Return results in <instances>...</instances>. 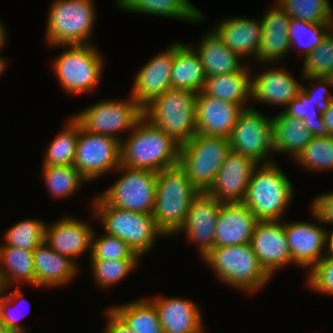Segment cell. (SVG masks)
I'll list each match as a JSON object with an SVG mask.
<instances>
[{
	"mask_svg": "<svg viewBox=\"0 0 333 333\" xmlns=\"http://www.w3.org/2000/svg\"><path fill=\"white\" fill-rule=\"evenodd\" d=\"M181 145L142 117L121 141V165L159 172L179 164Z\"/></svg>",
	"mask_w": 333,
	"mask_h": 333,
	"instance_id": "cell-1",
	"label": "cell"
},
{
	"mask_svg": "<svg viewBox=\"0 0 333 333\" xmlns=\"http://www.w3.org/2000/svg\"><path fill=\"white\" fill-rule=\"evenodd\" d=\"M198 194V190L179 164L157 172L155 207L152 215L164 236H176L193 199Z\"/></svg>",
	"mask_w": 333,
	"mask_h": 333,
	"instance_id": "cell-2",
	"label": "cell"
},
{
	"mask_svg": "<svg viewBox=\"0 0 333 333\" xmlns=\"http://www.w3.org/2000/svg\"><path fill=\"white\" fill-rule=\"evenodd\" d=\"M293 184L276 162L258 164L252 172L243 204L258 221L281 220L293 200Z\"/></svg>",
	"mask_w": 333,
	"mask_h": 333,
	"instance_id": "cell-3",
	"label": "cell"
},
{
	"mask_svg": "<svg viewBox=\"0 0 333 333\" xmlns=\"http://www.w3.org/2000/svg\"><path fill=\"white\" fill-rule=\"evenodd\" d=\"M203 260L219 281L248 294L265 287L271 279L259 264L250 243L213 247Z\"/></svg>",
	"mask_w": 333,
	"mask_h": 333,
	"instance_id": "cell-4",
	"label": "cell"
},
{
	"mask_svg": "<svg viewBox=\"0 0 333 333\" xmlns=\"http://www.w3.org/2000/svg\"><path fill=\"white\" fill-rule=\"evenodd\" d=\"M196 99L194 91L168 89L143 108V117L183 145L197 133Z\"/></svg>",
	"mask_w": 333,
	"mask_h": 333,
	"instance_id": "cell-5",
	"label": "cell"
},
{
	"mask_svg": "<svg viewBox=\"0 0 333 333\" xmlns=\"http://www.w3.org/2000/svg\"><path fill=\"white\" fill-rule=\"evenodd\" d=\"M93 200L92 216L100 219L104 233L124 240L140 258L152 249L159 236L165 237L153 215L110 206L99 196Z\"/></svg>",
	"mask_w": 333,
	"mask_h": 333,
	"instance_id": "cell-6",
	"label": "cell"
},
{
	"mask_svg": "<svg viewBox=\"0 0 333 333\" xmlns=\"http://www.w3.org/2000/svg\"><path fill=\"white\" fill-rule=\"evenodd\" d=\"M68 47L53 62V72L67 94L90 93L102 79L104 60L93 44L61 45Z\"/></svg>",
	"mask_w": 333,
	"mask_h": 333,
	"instance_id": "cell-7",
	"label": "cell"
},
{
	"mask_svg": "<svg viewBox=\"0 0 333 333\" xmlns=\"http://www.w3.org/2000/svg\"><path fill=\"white\" fill-rule=\"evenodd\" d=\"M95 9L94 0L52 1L45 34L48 44H90L97 19Z\"/></svg>",
	"mask_w": 333,
	"mask_h": 333,
	"instance_id": "cell-8",
	"label": "cell"
},
{
	"mask_svg": "<svg viewBox=\"0 0 333 333\" xmlns=\"http://www.w3.org/2000/svg\"><path fill=\"white\" fill-rule=\"evenodd\" d=\"M230 152L229 138L196 133L181 145L179 165L199 193L207 192Z\"/></svg>",
	"mask_w": 333,
	"mask_h": 333,
	"instance_id": "cell-9",
	"label": "cell"
},
{
	"mask_svg": "<svg viewBox=\"0 0 333 333\" xmlns=\"http://www.w3.org/2000/svg\"><path fill=\"white\" fill-rule=\"evenodd\" d=\"M116 171L122 172V175L98 196L110 206L152 215L155 207L157 172L131 169L122 165Z\"/></svg>",
	"mask_w": 333,
	"mask_h": 333,
	"instance_id": "cell-10",
	"label": "cell"
},
{
	"mask_svg": "<svg viewBox=\"0 0 333 333\" xmlns=\"http://www.w3.org/2000/svg\"><path fill=\"white\" fill-rule=\"evenodd\" d=\"M72 117L84 130L121 142L119 134L134 128L143 117V108L129 95L127 101L110 98L96 102Z\"/></svg>",
	"mask_w": 333,
	"mask_h": 333,
	"instance_id": "cell-11",
	"label": "cell"
},
{
	"mask_svg": "<svg viewBox=\"0 0 333 333\" xmlns=\"http://www.w3.org/2000/svg\"><path fill=\"white\" fill-rule=\"evenodd\" d=\"M229 141L231 151L248 156L258 164L274 162L269 158L270 152H274L273 120L254 107L241 112Z\"/></svg>",
	"mask_w": 333,
	"mask_h": 333,
	"instance_id": "cell-12",
	"label": "cell"
},
{
	"mask_svg": "<svg viewBox=\"0 0 333 333\" xmlns=\"http://www.w3.org/2000/svg\"><path fill=\"white\" fill-rule=\"evenodd\" d=\"M73 165L88 182L103 177L121 165V142L111 136L88 132L79 124Z\"/></svg>",
	"mask_w": 333,
	"mask_h": 333,
	"instance_id": "cell-13",
	"label": "cell"
},
{
	"mask_svg": "<svg viewBox=\"0 0 333 333\" xmlns=\"http://www.w3.org/2000/svg\"><path fill=\"white\" fill-rule=\"evenodd\" d=\"M250 244L259 264L271 278L280 268L291 264L283 220L257 221Z\"/></svg>",
	"mask_w": 333,
	"mask_h": 333,
	"instance_id": "cell-14",
	"label": "cell"
},
{
	"mask_svg": "<svg viewBox=\"0 0 333 333\" xmlns=\"http://www.w3.org/2000/svg\"><path fill=\"white\" fill-rule=\"evenodd\" d=\"M257 165L252 158L231 151L206 193L221 203H243Z\"/></svg>",
	"mask_w": 333,
	"mask_h": 333,
	"instance_id": "cell-15",
	"label": "cell"
},
{
	"mask_svg": "<svg viewBox=\"0 0 333 333\" xmlns=\"http://www.w3.org/2000/svg\"><path fill=\"white\" fill-rule=\"evenodd\" d=\"M284 227L291 264L309 272L326 255L322 250L329 244V231L308 221L284 222Z\"/></svg>",
	"mask_w": 333,
	"mask_h": 333,
	"instance_id": "cell-16",
	"label": "cell"
},
{
	"mask_svg": "<svg viewBox=\"0 0 333 333\" xmlns=\"http://www.w3.org/2000/svg\"><path fill=\"white\" fill-rule=\"evenodd\" d=\"M222 203L206 192L199 193L192 201L181 229L186 239L195 243L202 259L214 247L216 220Z\"/></svg>",
	"mask_w": 333,
	"mask_h": 333,
	"instance_id": "cell-17",
	"label": "cell"
},
{
	"mask_svg": "<svg viewBox=\"0 0 333 333\" xmlns=\"http://www.w3.org/2000/svg\"><path fill=\"white\" fill-rule=\"evenodd\" d=\"M173 62L174 43L151 58L139 70L129 94L142 108L166 90L171 89Z\"/></svg>",
	"mask_w": 333,
	"mask_h": 333,
	"instance_id": "cell-18",
	"label": "cell"
},
{
	"mask_svg": "<svg viewBox=\"0 0 333 333\" xmlns=\"http://www.w3.org/2000/svg\"><path fill=\"white\" fill-rule=\"evenodd\" d=\"M93 231L89 222L67 216L51 225L46 224L44 242L76 262L88 249L91 250Z\"/></svg>",
	"mask_w": 333,
	"mask_h": 333,
	"instance_id": "cell-19",
	"label": "cell"
},
{
	"mask_svg": "<svg viewBox=\"0 0 333 333\" xmlns=\"http://www.w3.org/2000/svg\"><path fill=\"white\" fill-rule=\"evenodd\" d=\"M243 110L236 103L211 97L201 91L196 99L197 133L229 138Z\"/></svg>",
	"mask_w": 333,
	"mask_h": 333,
	"instance_id": "cell-20",
	"label": "cell"
},
{
	"mask_svg": "<svg viewBox=\"0 0 333 333\" xmlns=\"http://www.w3.org/2000/svg\"><path fill=\"white\" fill-rule=\"evenodd\" d=\"M212 31L243 60L249 58L257 60L262 41L261 18L259 20L245 17L227 18L213 27Z\"/></svg>",
	"mask_w": 333,
	"mask_h": 333,
	"instance_id": "cell-21",
	"label": "cell"
},
{
	"mask_svg": "<svg viewBox=\"0 0 333 333\" xmlns=\"http://www.w3.org/2000/svg\"><path fill=\"white\" fill-rule=\"evenodd\" d=\"M264 69L259 74L251 76V102H263L286 106L297 97L302 83L296 80L284 67Z\"/></svg>",
	"mask_w": 333,
	"mask_h": 333,
	"instance_id": "cell-22",
	"label": "cell"
},
{
	"mask_svg": "<svg viewBox=\"0 0 333 333\" xmlns=\"http://www.w3.org/2000/svg\"><path fill=\"white\" fill-rule=\"evenodd\" d=\"M164 333H204L203 319L195 302L183 297H154L150 299Z\"/></svg>",
	"mask_w": 333,
	"mask_h": 333,
	"instance_id": "cell-23",
	"label": "cell"
},
{
	"mask_svg": "<svg viewBox=\"0 0 333 333\" xmlns=\"http://www.w3.org/2000/svg\"><path fill=\"white\" fill-rule=\"evenodd\" d=\"M257 221L243 203H222L216 220L214 247L250 243Z\"/></svg>",
	"mask_w": 333,
	"mask_h": 333,
	"instance_id": "cell-24",
	"label": "cell"
},
{
	"mask_svg": "<svg viewBox=\"0 0 333 333\" xmlns=\"http://www.w3.org/2000/svg\"><path fill=\"white\" fill-rule=\"evenodd\" d=\"M290 18L276 2L272 9L266 10L261 19L262 41L257 55L259 64L270 65L278 63L280 59L287 56L290 52L288 36Z\"/></svg>",
	"mask_w": 333,
	"mask_h": 333,
	"instance_id": "cell-25",
	"label": "cell"
},
{
	"mask_svg": "<svg viewBox=\"0 0 333 333\" xmlns=\"http://www.w3.org/2000/svg\"><path fill=\"white\" fill-rule=\"evenodd\" d=\"M35 287H55L68 284L79 272V265L70 257L61 255L45 242L33 250Z\"/></svg>",
	"mask_w": 333,
	"mask_h": 333,
	"instance_id": "cell-26",
	"label": "cell"
},
{
	"mask_svg": "<svg viewBox=\"0 0 333 333\" xmlns=\"http://www.w3.org/2000/svg\"><path fill=\"white\" fill-rule=\"evenodd\" d=\"M247 64L241 71L227 74L212 75L206 78L203 92L214 98L236 103L243 109H247L251 99L252 71ZM247 105V106H246Z\"/></svg>",
	"mask_w": 333,
	"mask_h": 333,
	"instance_id": "cell-27",
	"label": "cell"
},
{
	"mask_svg": "<svg viewBox=\"0 0 333 333\" xmlns=\"http://www.w3.org/2000/svg\"><path fill=\"white\" fill-rule=\"evenodd\" d=\"M206 78L204 67L197 52L188 45L174 42L171 88L199 93L204 88Z\"/></svg>",
	"mask_w": 333,
	"mask_h": 333,
	"instance_id": "cell-28",
	"label": "cell"
},
{
	"mask_svg": "<svg viewBox=\"0 0 333 333\" xmlns=\"http://www.w3.org/2000/svg\"><path fill=\"white\" fill-rule=\"evenodd\" d=\"M193 49L197 52L207 77L241 71L246 65L213 31H208ZM242 60V63H241Z\"/></svg>",
	"mask_w": 333,
	"mask_h": 333,
	"instance_id": "cell-29",
	"label": "cell"
},
{
	"mask_svg": "<svg viewBox=\"0 0 333 333\" xmlns=\"http://www.w3.org/2000/svg\"><path fill=\"white\" fill-rule=\"evenodd\" d=\"M117 7L134 13L181 19L196 24L205 16L188 0H117Z\"/></svg>",
	"mask_w": 333,
	"mask_h": 333,
	"instance_id": "cell-30",
	"label": "cell"
},
{
	"mask_svg": "<svg viewBox=\"0 0 333 333\" xmlns=\"http://www.w3.org/2000/svg\"><path fill=\"white\" fill-rule=\"evenodd\" d=\"M274 153L289 154L293 159L313 138L303 121L288 116L284 111L272 116Z\"/></svg>",
	"mask_w": 333,
	"mask_h": 333,
	"instance_id": "cell-31",
	"label": "cell"
},
{
	"mask_svg": "<svg viewBox=\"0 0 333 333\" xmlns=\"http://www.w3.org/2000/svg\"><path fill=\"white\" fill-rule=\"evenodd\" d=\"M29 283L35 286L33 250L0 246V283L2 288L13 283Z\"/></svg>",
	"mask_w": 333,
	"mask_h": 333,
	"instance_id": "cell-32",
	"label": "cell"
},
{
	"mask_svg": "<svg viewBox=\"0 0 333 333\" xmlns=\"http://www.w3.org/2000/svg\"><path fill=\"white\" fill-rule=\"evenodd\" d=\"M110 309L135 333H164L154 303L138 299Z\"/></svg>",
	"mask_w": 333,
	"mask_h": 333,
	"instance_id": "cell-33",
	"label": "cell"
},
{
	"mask_svg": "<svg viewBox=\"0 0 333 333\" xmlns=\"http://www.w3.org/2000/svg\"><path fill=\"white\" fill-rule=\"evenodd\" d=\"M64 129L54 137L43 157L42 166L73 165L79 135V123L71 116Z\"/></svg>",
	"mask_w": 333,
	"mask_h": 333,
	"instance_id": "cell-34",
	"label": "cell"
},
{
	"mask_svg": "<svg viewBox=\"0 0 333 333\" xmlns=\"http://www.w3.org/2000/svg\"><path fill=\"white\" fill-rule=\"evenodd\" d=\"M42 174L51 197L69 198L80 188L81 183L88 182L74 165L42 166Z\"/></svg>",
	"mask_w": 333,
	"mask_h": 333,
	"instance_id": "cell-35",
	"label": "cell"
},
{
	"mask_svg": "<svg viewBox=\"0 0 333 333\" xmlns=\"http://www.w3.org/2000/svg\"><path fill=\"white\" fill-rule=\"evenodd\" d=\"M333 27V23H309L299 19L290 18L288 36L290 50L297 48L303 55L307 56L317 48L326 33Z\"/></svg>",
	"mask_w": 333,
	"mask_h": 333,
	"instance_id": "cell-36",
	"label": "cell"
},
{
	"mask_svg": "<svg viewBox=\"0 0 333 333\" xmlns=\"http://www.w3.org/2000/svg\"><path fill=\"white\" fill-rule=\"evenodd\" d=\"M294 161L310 172L333 169V136L313 137Z\"/></svg>",
	"mask_w": 333,
	"mask_h": 333,
	"instance_id": "cell-37",
	"label": "cell"
},
{
	"mask_svg": "<svg viewBox=\"0 0 333 333\" xmlns=\"http://www.w3.org/2000/svg\"><path fill=\"white\" fill-rule=\"evenodd\" d=\"M292 18L309 23H333V10L329 0H277Z\"/></svg>",
	"mask_w": 333,
	"mask_h": 333,
	"instance_id": "cell-38",
	"label": "cell"
},
{
	"mask_svg": "<svg viewBox=\"0 0 333 333\" xmlns=\"http://www.w3.org/2000/svg\"><path fill=\"white\" fill-rule=\"evenodd\" d=\"M45 226L46 223L40 219L19 221L5 232L3 246L34 250L44 242Z\"/></svg>",
	"mask_w": 333,
	"mask_h": 333,
	"instance_id": "cell-39",
	"label": "cell"
},
{
	"mask_svg": "<svg viewBox=\"0 0 333 333\" xmlns=\"http://www.w3.org/2000/svg\"><path fill=\"white\" fill-rule=\"evenodd\" d=\"M140 259H90V267L95 283L101 288H109L126 278L137 266Z\"/></svg>",
	"mask_w": 333,
	"mask_h": 333,
	"instance_id": "cell-40",
	"label": "cell"
},
{
	"mask_svg": "<svg viewBox=\"0 0 333 333\" xmlns=\"http://www.w3.org/2000/svg\"><path fill=\"white\" fill-rule=\"evenodd\" d=\"M283 111L288 116L302 120L313 137L329 136L322 114L302 90L297 93V97Z\"/></svg>",
	"mask_w": 333,
	"mask_h": 333,
	"instance_id": "cell-41",
	"label": "cell"
},
{
	"mask_svg": "<svg viewBox=\"0 0 333 333\" xmlns=\"http://www.w3.org/2000/svg\"><path fill=\"white\" fill-rule=\"evenodd\" d=\"M303 63V77H327L333 72V27L320 45L305 56Z\"/></svg>",
	"mask_w": 333,
	"mask_h": 333,
	"instance_id": "cell-42",
	"label": "cell"
},
{
	"mask_svg": "<svg viewBox=\"0 0 333 333\" xmlns=\"http://www.w3.org/2000/svg\"><path fill=\"white\" fill-rule=\"evenodd\" d=\"M95 235L93 231L90 259H140L124 240L105 233L101 236Z\"/></svg>",
	"mask_w": 333,
	"mask_h": 333,
	"instance_id": "cell-43",
	"label": "cell"
},
{
	"mask_svg": "<svg viewBox=\"0 0 333 333\" xmlns=\"http://www.w3.org/2000/svg\"><path fill=\"white\" fill-rule=\"evenodd\" d=\"M306 275L308 289L333 296V256L328 251Z\"/></svg>",
	"mask_w": 333,
	"mask_h": 333,
	"instance_id": "cell-44",
	"label": "cell"
},
{
	"mask_svg": "<svg viewBox=\"0 0 333 333\" xmlns=\"http://www.w3.org/2000/svg\"><path fill=\"white\" fill-rule=\"evenodd\" d=\"M8 288L11 287H5L2 288L1 292H0V319L3 321V323L7 326L8 330L11 333H27V329L25 326L22 325V323L19 322V320L25 316L24 313H22L23 315L19 316V313L15 312H11L10 311V307L11 305L14 304V302L16 304H18V301L22 298L24 299V293L22 291H20L21 289L17 288L14 289V291L10 292V293H6ZM20 303V302H19ZM24 311V310H23ZM20 312V311H19ZM18 314V316H17Z\"/></svg>",
	"mask_w": 333,
	"mask_h": 333,
	"instance_id": "cell-45",
	"label": "cell"
},
{
	"mask_svg": "<svg viewBox=\"0 0 333 333\" xmlns=\"http://www.w3.org/2000/svg\"><path fill=\"white\" fill-rule=\"evenodd\" d=\"M303 79L311 82H309L311 88L302 84L301 90L316 105L319 112L323 114L329 108L333 98V95L329 92L331 87L329 80L326 77H304ZM313 81H316L315 84Z\"/></svg>",
	"mask_w": 333,
	"mask_h": 333,
	"instance_id": "cell-46",
	"label": "cell"
},
{
	"mask_svg": "<svg viewBox=\"0 0 333 333\" xmlns=\"http://www.w3.org/2000/svg\"><path fill=\"white\" fill-rule=\"evenodd\" d=\"M312 217L318 223L333 226V192L317 196L310 207Z\"/></svg>",
	"mask_w": 333,
	"mask_h": 333,
	"instance_id": "cell-47",
	"label": "cell"
},
{
	"mask_svg": "<svg viewBox=\"0 0 333 333\" xmlns=\"http://www.w3.org/2000/svg\"><path fill=\"white\" fill-rule=\"evenodd\" d=\"M104 314H106L108 320L104 333H135L132 329H129L110 308H106Z\"/></svg>",
	"mask_w": 333,
	"mask_h": 333,
	"instance_id": "cell-48",
	"label": "cell"
},
{
	"mask_svg": "<svg viewBox=\"0 0 333 333\" xmlns=\"http://www.w3.org/2000/svg\"><path fill=\"white\" fill-rule=\"evenodd\" d=\"M328 134L333 136V98L329 108L322 114Z\"/></svg>",
	"mask_w": 333,
	"mask_h": 333,
	"instance_id": "cell-49",
	"label": "cell"
},
{
	"mask_svg": "<svg viewBox=\"0 0 333 333\" xmlns=\"http://www.w3.org/2000/svg\"><path fill=\"white\" fill-rule=\"evenodd\" d=\"M6 30L0 21V50L3 48L6 40Z\"/></svg>",
	"mask_w": 333,
	"mask_h": 333,
	"instance_id": "cell-50",
	"label": "cell"
},
{
	"mask_svg": "<svg viewBox=\"0 0 333 333\" xmlns=\"http://www.w3.org/2000/svg\"><path fill=\"white\" fill-rule=\"evenodd\" d=\"M329 244L327 246L328 253L333 256V229L329 232Z\"/></svg>",
	"mask_w": 333,
	"mask_h": 333,
	"instance_id": "cell-51",
	"label": "cell"
},
{
	"mask_svg": "<svg viewBox=\"0 0 333 333\" xmlns=\"http://www.w3.org/2000/svg\"><path fill=\"white\" fill-rule=\"evenodd\" d=\"M7 59L0 57V77L1 75L4 73V71L6 70L5 68H7V64L6 61Z\"/></svg>",
	"mask_w": 333,
	"mask_h": 333,
	"instance_id": "cell-52",
	"label": "cell"
},
{
	"mask_svg": "<svg viewBox=\"0 0 333 333\" xmlns=\"http://www.w3.org/2000/svg\"><path fill=\"white\" fill-rule=\"evenodd\" d=\"M0 333H11L1 319H0Z\"/></svg>",
	"mask_w": 333,
	"mask_h": 333,
	"instance_id": "cell-53",
	"label": "cell"
},
{
	"mask_svg": "<svg viewBox=\"0 0 333 333\" xmlns=\"http://www.w3.org/2000/svg\"><path fill=\"white\" fill-rule=\"evenodd\" d=\"M329 80L331 87H333V72L326 77Z\"/></svg>",
	"mask_w": 333,
	"mask_h": 333,
	"instance_id": "cell-54",
	"label": "cell"
}]
</instances>
